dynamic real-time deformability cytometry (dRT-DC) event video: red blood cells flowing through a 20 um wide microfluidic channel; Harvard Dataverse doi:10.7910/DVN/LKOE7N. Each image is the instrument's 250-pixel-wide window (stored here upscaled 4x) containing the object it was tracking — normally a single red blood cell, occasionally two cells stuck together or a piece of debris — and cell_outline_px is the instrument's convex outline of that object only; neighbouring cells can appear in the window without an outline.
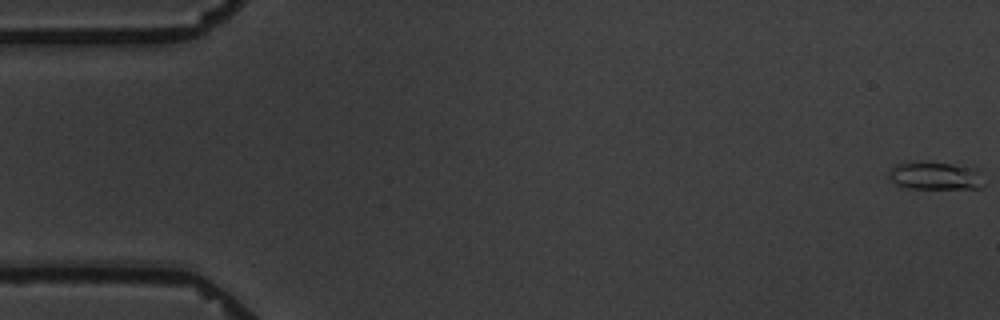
{"species": "common noctule bat (a hibernating species)", "species_latin": "Nyctalus noctula", "temperature_condition": "warm", "stored_images_in_passage": 14, "camera_frame_rate_fps": 3000, "um_per_image_px": 0.085, "animal": {"sex": "male", "body_mass_g": 19.5, "forearm_length_mm": 54.6}, "frame": {"image": 1, "passage_image": 1, "time_ms": 0.0, "image_size_px": [1000, 320], "cell_outline_px": [[984, 184], [980, 188], [908, 188], [896, 184], [888, 176], [888, 172], [896, 164], [920, 160], [928, 160], [976, 168]], "centroid_in_image_um": [79.46, 14.91], "position_along_channel_um": 5.5, "area_um2": 15.61}}
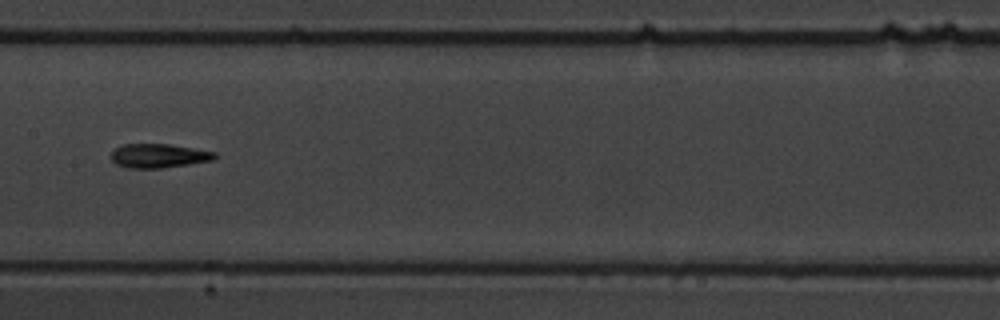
{"frame": {"image": 2, "passage_image": 9, "time_ms": 9.667, "image_size_px": [1000, 320], "cell_outline_px": [[216, 156], [212, 160], [188, 164], [160, 168], [128, 168], [116, 164], [112, 160], [112, 152], [116, 148], [124, 144], [168, 144], [216, 152]], "centroid_in_image_um": [13.47, 13.24], "position_along_channel_um": 193.9, "area_um2": 14.28}}
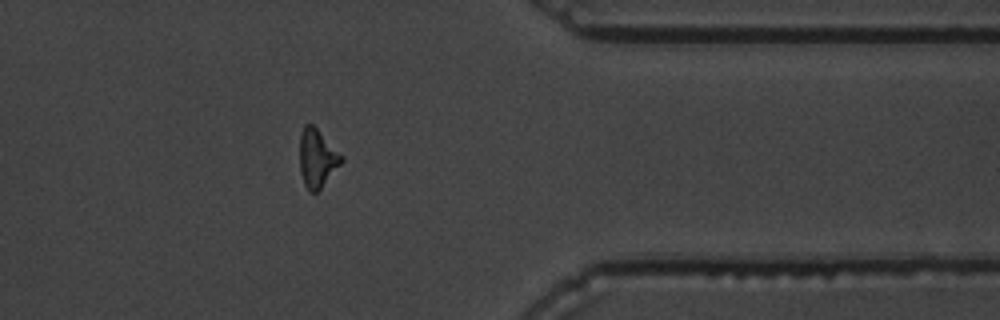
{"frame": {"image": 3, "passage_image": 14, "time_ms": 15.667, "image_size_px": [1000, 320], "cell_outline_px": [[344, 160], [320, 188], [316, 192], [308, 192], [304, 184], [300, 172], [300, 136], [304, 124], [312, 124], [344, 156]], "centroid_in_image_um": [26.95, 13.45], "position_along_channel_um": 384.4, "area_um2": 14.05}, "authors_computed_cell_mechanics": {"area_um2": 14.161, "velocity_mm_per_s": 3.4443, "shape_relaxation_time_tau1_ms": 3.4688, "shape_relaxation_time_tau2_ms": 2.6583, "deformation_change_tau1": 0.1465, "deformation_change_tau2": 0.0966}}